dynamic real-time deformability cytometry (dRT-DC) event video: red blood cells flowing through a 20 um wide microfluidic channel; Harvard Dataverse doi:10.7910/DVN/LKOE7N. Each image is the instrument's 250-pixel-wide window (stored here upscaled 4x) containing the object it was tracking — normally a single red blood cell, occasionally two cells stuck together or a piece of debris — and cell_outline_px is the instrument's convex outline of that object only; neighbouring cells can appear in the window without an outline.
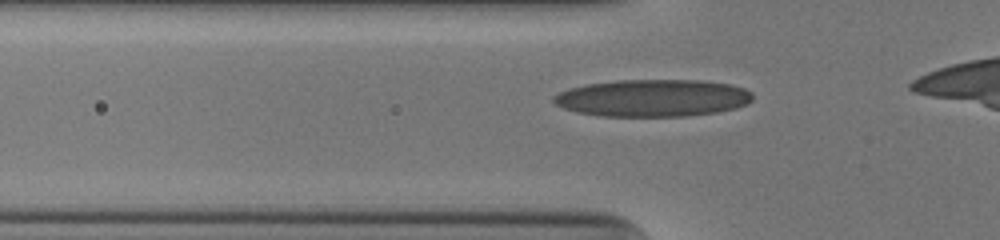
{"species": "human", "species_latin": "Homo sapiens", "temperature_condition": "cold", "stored_images_in_passage": 29, "camera_frame_rate_fps": 3000, "um_per_image_px": 0.085, "donor": {"sex": "male"}, "frame": {"image": 1, "passage_image": 4, "time_ms": 1.0, "image_size_px": [1000, 240], "cell_outline_px": [[752, 100], [748, 104], [736, 108], [716, 112], [688, 116], [600, 116], [576, 112], [564, 108], [556, 104], [552, 100], [552, 96], [568, 88], [588, 84], [620, 80], [700, 80], [728, 84], [744, 88], [752, 92]], "centroid_in_image_um": [55.48, 8.33], "position_along_channel_um": 70.3, "area_um2": 43.23}}
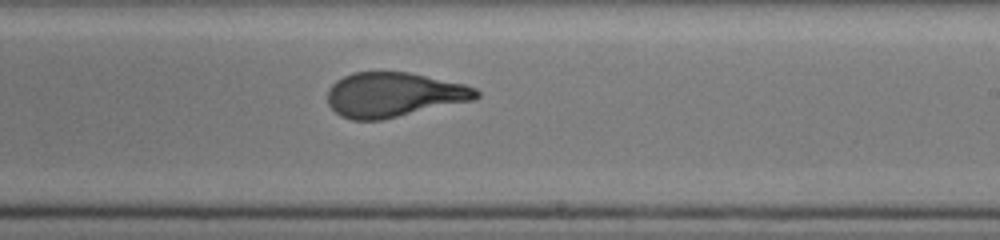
{"frame": {"image": 2, "passage_image": 18, "time_ms": 5.667, "image_size_px": [1000, 240], "cell_outline_px": [[480, 96], [476, 100], [380, 120], [352, 120], [340, 116], [328, 104], [328, 88], [336, 80], [352, 72], [408, 72], [464, 84], [476, 88], [480, 92]], "centroid_in_image_um": [33.48, 8.05], "position_along_channel_um": 255.5, "area_um2": 38.78}}
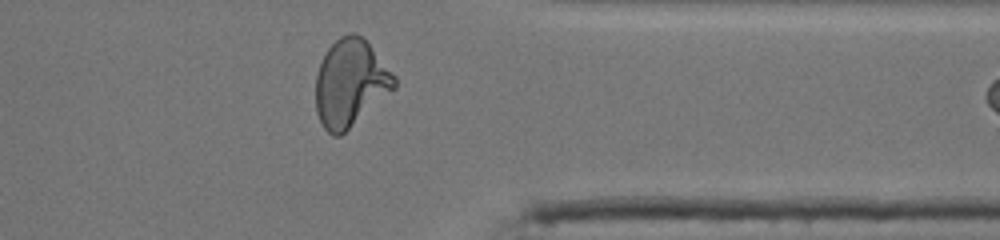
{"frame": {"image": 3, "passage_image": 28, "time_ms": 9.0, "image_size_px": [1000, 240], "cell_outline_px": [[396, 88], [340, 136], [332, 136], [324, 128], [316, 112], [316, 72], [328, 48], [340, 36], [352, 32], [356, 32], [364, 36], [396, 76]], "centroid_in_image_um": [29.8, 7.04], "position_along_channel_um": 381.6, "area_um2": 40.11}}